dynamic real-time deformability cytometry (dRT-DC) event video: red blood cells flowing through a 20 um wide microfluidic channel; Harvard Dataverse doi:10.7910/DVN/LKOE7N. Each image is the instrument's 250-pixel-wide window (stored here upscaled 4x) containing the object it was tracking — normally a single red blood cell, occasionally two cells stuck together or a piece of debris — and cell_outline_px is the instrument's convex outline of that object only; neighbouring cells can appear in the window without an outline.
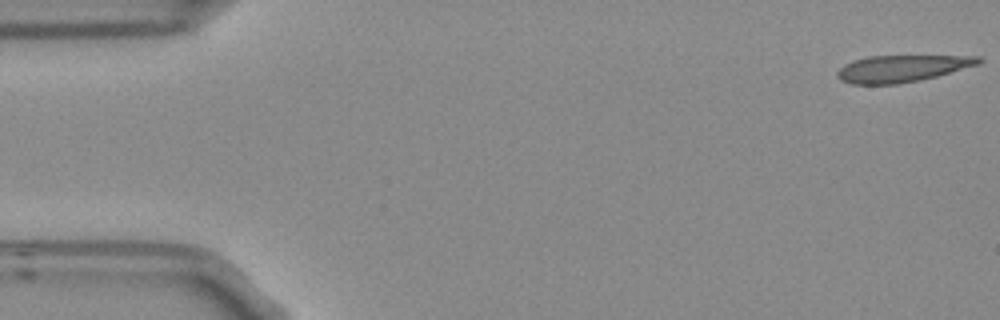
{"species": "Egyptian fruit bat (a non-hibernating species)", "species_latin": "Rousettus aegyptiacus", "temperature_condition": "room temperature", "stored_images_in_passage": 4, "camera_frame_rate_fps": 3000, "um_per_image_px": 0.085, "frame": {"image": 1, "passage_image": 1, "time_ms": 0.0, "image_size_px": [1000, 320], "cell_outline_px": [[984, 60], [980, 64], [936, 76], [896, 84], [852, 84], [840, 80], [836, 76], [836, 72], [844, 64], [852, 60], [868, 56], [980, 56]], "centroid_in_image_um": [76.63, 5.81], "position_along_channel_um": 8.4, "area_um2": 22.02}}
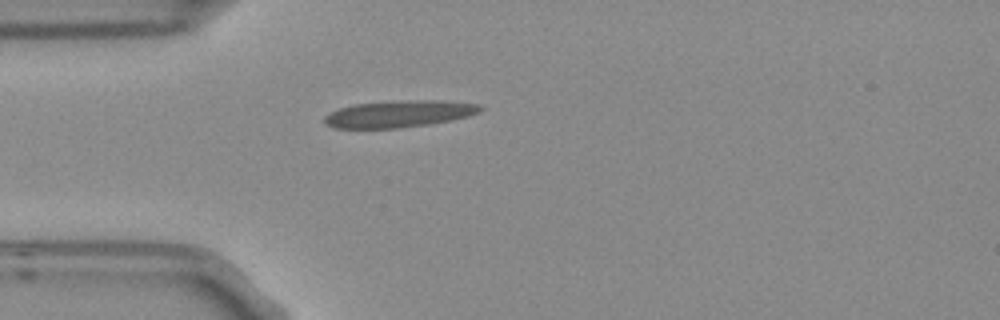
{"frame": {"image": 2, "passage_image": 4, "time_ms": 1.0, "image_size_px": [1000, 320], "cell_outline_px": [[484, 108], [480, 112], [468, 116], [452, 120], [428, 124], [396, 128], [332, 128], [324, 124], [324, 116], [340, 108], [352, 104], [408, 100], [444, 100], [480, 104]], "centroid_in_image_um": [33.94, 9.67], "position_along_channel_um": 51.1, "area_um2": 24.45}}